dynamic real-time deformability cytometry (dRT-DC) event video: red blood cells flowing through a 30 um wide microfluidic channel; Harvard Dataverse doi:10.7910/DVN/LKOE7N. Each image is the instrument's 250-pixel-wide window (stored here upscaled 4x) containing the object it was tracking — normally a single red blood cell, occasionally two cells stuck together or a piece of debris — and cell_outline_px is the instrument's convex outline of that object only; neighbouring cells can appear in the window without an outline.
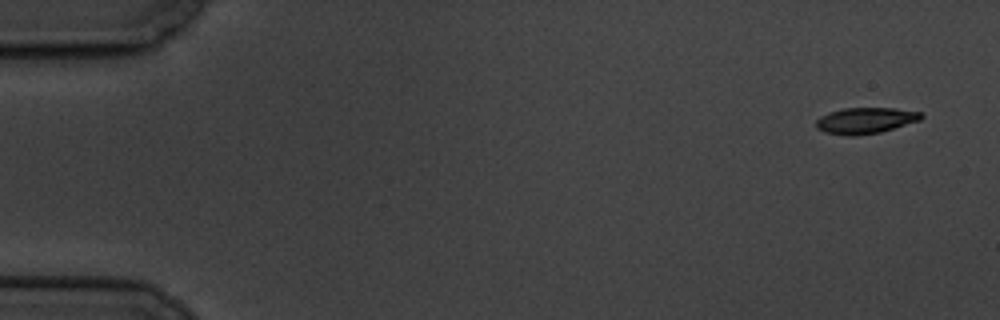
{"species": "common noctule bat (a hibernating species)", "species_latin": "Nyctalus noctula", "temperature_condition": "cold", "stored_images_in_passage": 5, "camera_frame_rate_fps": 3000, "um_per_image_px": 0.085, "animal": {"sex": "male", "body_mass_g": 19.5, "forearm_length_mm": 54.6}, "frame": {"image": 1, "passage_image": 1, "time_ms": 0.0, "image_size_px": [1000, 320], "cell_outline_px": [[924, 116], [920, 120], [880, 132], [856, 136], [844, 136], [824, 132], [816, 128], [816, 120], [820, 116], [828, 112], [844, 108], [896, 108], [920, 112]], "centroid_in_image_um": [73.52, 10.25], "position_along_channel_um": 11.5, "area_um2": 16.07}}
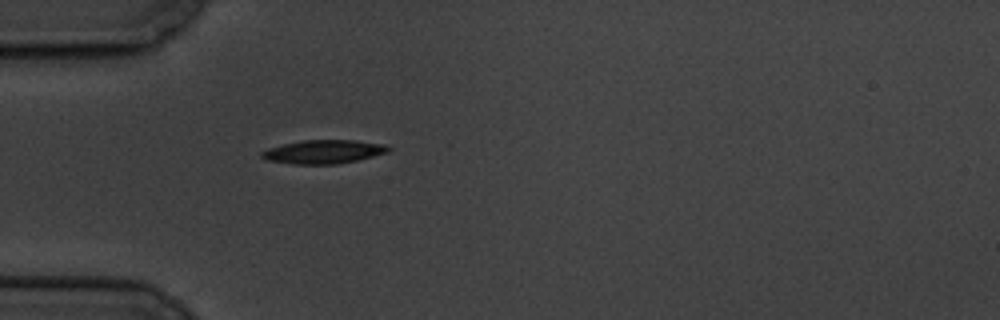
{"frame": {"image": 2, "passage_image": 5, "time_ms": 5.0, "image_size_px": [1000, 320], "cell_outline_px": [[392, 148], [388, 152], [356, 160], [336, 164], [292, 164], [264, 160], [260, 156], [260, 152], [268, 148], [284, 144], [304, 140], [356, 140], [388, 144]], "centroid_in_image_um": [27.5, 12.89], "position_along_channel_um": 57.5, "area_um2": 17.57}}